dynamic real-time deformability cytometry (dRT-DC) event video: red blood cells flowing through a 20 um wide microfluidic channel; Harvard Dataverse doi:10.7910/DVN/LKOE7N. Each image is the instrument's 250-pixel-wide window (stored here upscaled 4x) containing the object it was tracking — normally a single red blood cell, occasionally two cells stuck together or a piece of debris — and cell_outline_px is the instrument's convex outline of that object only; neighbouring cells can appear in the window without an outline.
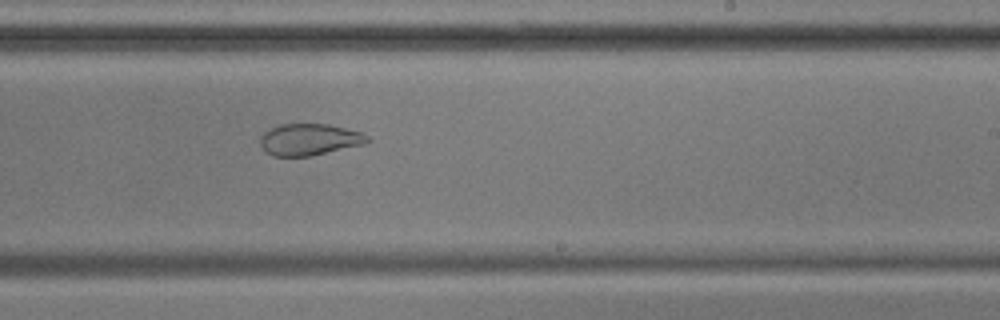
{"species": "common noctule bat (a hibernating species)", "species_latin": "Nyctalus noctula", "temperature_condition": "cold", "stored_images_in_passage": 39, "camera_frame_rate_fps": 3000, "um_per_image_px": 0.085, "animal": {"sex": "male", "body_mass_g": 17.9, "forearm_length_mm": 54.2}, "frame": {"image": 1, "passage_image": 17, "time_ms": 5.333, "image_size_px": [1000, 320], "cell_outline_px": [[372, 140], [368, 144], [312, 156], [272, 156], [264, 152], [260, 144], [260, 136], [268, 128], [280, 124], [328, 124], [364, 132]], "centroid_in_image_um": [26.33, 11.86], "position_along_channel_um": 262.7, "area_um2": 20.35}}